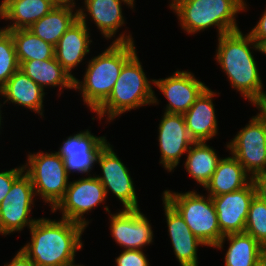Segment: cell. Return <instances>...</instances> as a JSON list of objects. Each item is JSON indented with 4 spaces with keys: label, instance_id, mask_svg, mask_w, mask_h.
<instances>
[{
    "label": "cell",
    "instance_id": "obj_1",
    "mask_svg": "<svg viewBox=\"0 0 266 266\" xmlns=\"http://www.w3.org/2000/svg\"><path fill=\"white\" fill-rule=\"evenodd\" d=\"M84 229L63 218L58 222L37 219L30 227L31 244L21 250L35 266H64L74 261L75 252L82 248L80 238Z\"/></svg>",
    "mask_w": 266,
    "mask_h": 266
},
{
    "label": "cell",
    "instance_id": "obj_19",
    "mask_svg": "<svg viewBox=\"0 0 266 266\" xmlns=\"http://www.w3.org/2000/svg\"><path fill=\"white\" fill-rule=\"evenodd\" d=\"M214 95L207 87L183 114L189 136L194 142L209 140L217 134V119L212 103Z\"/></svg>",
    "mask_w": 266,
    "mask_h": 266
},
{
    "label": "cell",
    "instance_id": "obj_15",
    "mask_svg": "<svg viewBox=\"0 0 266 266\" xmlns=\"http://www.w3.org/2000/svg\"><path fill=\"white\" fill-rule=\"evenodd\" d=\"M111 232L115 241L125 250H142L153 239L151 225L138 209H124L111 214Z\"/></svg>",
    "mask_w": 266,
    "mask_h": 266
},
{
    "label": "cell",
    "instance_id": "obj_30",
    "mask_svg": "<svg viewBox=\"0 0 266 266\" xmlns=\"http://www.w3.org/2000/svg\"><path fill=\"white\" fill-rule=\"evenodd\" d=\"M18 70L19 62L12 35L8 31L0 29V89Z\"/></svg>",
    "mask_w": 266,
    "mask_h": 266
},
{
    "label": "cell",
    "instance_id": "obj_16",
    "mask_svg": "<svg viewBox=\"0 0 266 266\" xmlns=\"http://www.w3.org/2000/svg\"><path fill=\"white\" fill-rule=\"evenodd\" d=\"M106 144L105 137L93 136L87 130L70 136L56 153L64 160L67 175L71 171L87 173Z\"/></svg>",
    "mask_w": 266,
    "mask_h": 266
},
{
    "label": "cell",
    "instance_id": "obj_33",
    "mask_svg": "<svg viewBox=\"0 0 266 266\" xmlns=\"http://www.w3.org/2000/svg\"><path fill=\"white\" fill-rule=\"evenodd\" d=\"M255 189V196L266 203V174L259 173L249 178Z\"/></svg>",
    "mask_w": 266,
    "mask_h": 266
},
{
    "label": "cell",
    "instance_id": "obj_18",
    "mask_svg": "<svg viewBox=\"0 0 266 266\" xmlns=\"http://www.w3.org/2000/svg\"><path fill=\"white\" fill-rule=\"evenodd\" d=\"M169 235L181 266H198L197 246L205 245L190 230L180 213L163 198Z\"/></svg>",
    "mask_w": 266,
    "mask_h": 266
},
{
    "label": "cell",
    "instance_id": "obj_35",
    "mask_svg": "<svg viewBox=\"0 0 266 266\" xmlns=\"http://www.w3.org/2000/svg\"><path fill=\"white\" fill-rule=\"evenodd\" d=\"M5 266H35L33 262L23 253L22 250L18 251L16 256L12 259L10 264Z\"/></svg>",
    "mask_w": 266,
    "mask_h": 266
},
{
    "label": "cell",
    "instance_id": "obj_37",
    "mask_svg": "<svg viewBox=\"0 0 266 266\" xmlns=\"http://www.w3.org/2000/svg\"><path fill=\"white\" fill-rule=\"evenodd\" d=\"M57 6H75L73 0H52ZM72 1V2H71Z\"/></svg>",
    "mask_w": 266,
    "mask_h": 266
},
{
    "label": "cell",
    "instance_id": "obj_28",
    "mask_svg": "<svg viewBox=\"0 0 266 266\" xmlns=\"http://www.w3.org/2000/svg\"><path fill=\"white\" fill-rule=\"evenodd\" d=\"M6 31L12 35L19 65L24 61L54 58V46L37 37L29 29Z\"/></svg>",
    "mask_w": 266,
    "mask_h": 266
},
{
    "label": "cell",
    "instance_id": "obj_26",
    "mask_svg": "<svg viewBox=\"0 0 266 266\" xmlns=\"http://www.w3.org/2000/svg\"><path fill=\"white\" fill-rule=\"evenodd\" d=\"M121 1L133 7L129 0H85V7L105 37L110 38L124 24Z\"/></svg>",
    "mask_w": 266,
    "mask_h": 266
},
{
    "label": "cell",
    "instance_id": "obj_9",
    "mask_svg": "<svg viewBox=\"0 0 266 266\" xmlns=\"http://www.w3.org/2000/svg\"><path fill=\"white\" fill-rule=\"evenodd\" d=\"M34 187L29 176L23 172L13 181L11 190L0 203V233L7 235L29 228L37 221L29 219L33 205Z\"/></svg>",
    "mask_w": 266,
    "mask_h": 266
},
{
    "label": "cell",
    "instance_id": "obj_20",
    "mask_svg": "<svg viewBox=\"0 0 266 266\" xmlns=\"http://www.w3.org/2000/svg\"><path fill=\"white\" fill-rule=\"evenodd\" d=\"M55 6L52 0H3L0 5V17L14 21L3 30L28 29Z\"/></svg>",
    "mask_w": 266,
    "mask_h": 266
},
{
    "label": "cell",
    "instance_id": "obj_23",
    "mask_svg": "<svg viewBox=\"0 0 266 266\" xmlns=\"http://www.w3.org/2000/svg\"><path fill=\"white\" fill-rule=\"evenodd\" d=\"M73 6H55L48 14L33 23L28 29L46 43L56 46L59 39L78 19Z\"/></svg>",
    "mask_w": 266,
    "mask_h": 266
},
{
    "label": "cell",
    "instance_id": "obj_14",
    "mask_svg": "<svg viewBox=\"0 0 266 266\" xmlns=\"http://www.w3.org/2000/svg\"><path fill=\"white\" fill-rule=\"evenodd\" d=\"M168 99L166 113L185 114L200 94L207 88L190 72L176 71L172 76L152 80Z\"/></svg>",
    "mask_w": 266,
    "mask_h": 266
},
{
    "label": "cell",
    "instance_id": "obj_31",
    "mask_svg": "<svg viewBox=\"0 0 266 266\" xmlns=\"http://www.w3.org/2000/svg\"><path fill=\"white\" fill-rule=\"evenodd\" d=\"M117 266H149L147 258L142 250H124L116 258Z\"/></svg>",
    "mask_w": 266,
    "mask_h": 266
},
{
    "label": "cell",
    "instance_id": "obj_6",
    "mask_svg": "<svg viewBox=\"0 0 266 266\" xmlns=\"http://www.w3.org/2000/svg\"><path fill=\"white\" fill-rule=\"evenodd\" d=\"M165 198L183 217L192 233L205 245L215 247L223 238L212 197L190 191L185 194L164 191Z\"/></svg>",
    "mask_w": 266,
    "mask_h": 266
},
{
    "label": "cell",
    "instance_id": "obj_7",
    "mask_svg": "<svg viewBox=\"0 0 266 266\" xmlns=\"http://www.w3.org/2000/svg\"><path fill=\"white\" fill-rule=\"evenodd\" d=\"M29 176L35 195H41L45 202L50 203L52 210L64 198L68 188V175L64 160L55 153H37L28 157Z\"/></svg>",
    "mask_w": 266,
    "mask_h": 266
},
{
    "label": "cell",
    "instance_id": "obj_10",
    "mask_svg": "<svg viewBox=\"0 0 266 266\" xmlns=\"http://www.w3.org/2000/svg\"><path fill=\"white\" fill-rule=\"evenodd\" d=\"M105 198V189L97 177L83 178L68 184L64 198L52 211L61 209L63 219L85 228L88 222L83 219V214L103 202Z\"/></svg>",
    "mask_w": 266,
    "mask_h": 266
},
{
    "label": "cell",
    "instance_id": "obj_25",
    "mask_svg": "<svg viewBox=\"0 0 266 266\" xmlns=\"http://www.w3.org/2000/svg\"><path fill=\"white\" fill-rule=\"evenodd\" d=\"M225 238L230 241L225 266H254L265 252V248L245 232L226 234L215 247L222 249Z\"/></svg>",
    "mask_w": 266,
    "mask_h": 266
},
{
    "label": "cell",
    "instance_id": "obj_4",
    "mask_svg": "<svg viewBox=\"0 0 266 266\" xmlns=\"http://www.w3.org/2000/svg\"><path fill=\"white\" fill-rule=\"evenodd\" d=\"M244 6L243 0H172L170 4L188 33L215 25L219 36L239 30L234 16Z\"/></svg>",
    "mask_w": 266,
    "mask_h": 266
},
{
    "label": "cell",
    "instance_id": "obj_11",
    "mask_svg": "<svg viewBox=\"0 0 266 266\" xmlns=\"http://www.w3.org/2000/svg\"><path fill=\"white\" fill-rule=\"evenodd\" d=\"M97 162L103 171V176L97 178L102 183L106 195L110 189L122 202L124 209H138L137 196L128 169L109 143L101 149Z\"/></svg>",
    "mask_w": 266,
    "mask_h": 266
},
{
    "label": "cell",
    "instance_id": "obj_22",
    "mask_svg": "<svg viewBox=\"0 0 266 266\" xmlns=\"http://www.w3.org/2000/svg\"><path fill=\"white\" fill-rule=\"evenodd\" d=\"M39 85L20 69L16 71L0 89L1 95L12 103L32 109L42 115V103L45 93Z\"/></svg>",
    "mask_w": 266,
    "mask_h": 266
},
{
    "label": "cell",
    "instance_id": "obj_40",
    "mask_svg": "<svg viewBox=\"0 0 266 266\" xmlns=\"http://www.w3.org/2000/svg\"><path fill=\"white\" fill-rule=\"evenodd\" d=\"M64 266H81V265H75L74 261L70 262V263H67L66 265Z\"/></svg>",
    "mask_w": 266,
    "mask_h": 266
},
{
    "label": "cell",
    "instance_id": "obj_13",
    "mask_svg": "<svg viewBox=\"0 0 266 266\" xmlns=\"http://www.w3.org/2000/svg\"><path fill=\"white\" fill-rule=\"evenodd\" d=\"M160 163L170 172L179 163V158L188 152L194 140L189 136L182 114L164 113L159 124Z\"/></svg>",
    "mask_w": 266,
    "mask_h": 266
},
{
    "label": "cell",
    "instance_id": "obj_3",
    "mask_svg": "<svg viewBox=\"0 0 266 266\" xmlns=\"http://www.w3.org/2000/svg\"><path fill=\"white\" fill-rule=\"evenodd\" d=\"M135 51L132 37L121 34L101 55L89 61L82 83L74 78V88L82 91L90 109L95 111L109 97L123 65Z\"/></svg>",
    "mask_w": 266,
    "mask_h": 266
},
{
    "label": "cell",
    "instance_id": "obj_5",
    "mask_svg": "<svg viewBox=\"0 0 266 266\" xmlns=\"http://www.w3.org/2000/svg\"><path fill=\"white\" fill-rule=\"evenodd\" d=\"M138 59L135 52L123 65L111 94L95 110L99 119L107 114L112 120L131 109L157 102Z\"/></svg>",
    "mask_w": 266,
    "mask_h": 266
},
{
    "label": "cell",
    "instance_id": "obj_24",
    "mask_svg": "<svg viewBox=\"0 0 266 266\" xmlns=\"http://www.w3.org/2000/svg\"><path fill=\"white\" fill-rule=\"evenodd\" d=\"M19 69L42 89L47 85L74 88V78L55 57L46 60L24 61L19 65Z\"/></svg>",
    "mask_w": 266,
    "mask_h": 266
},
{
    "label": "cell",
    "instance_id": "obj_21",
    "mask_svg": "<svg viewBox=\"0 0 266 266\" xmlns=\"http://www.w3.org/2000/svg\"><path fill=\"white\" fill-rule=\"evenodd\" d=\"M247 175L243 165L232 155L219 160L216 170L204 188L210 191L211 197L231 193L249 183Z\"/></svg>",
    "mask_w": 266,
    "mask_h": 266
},
{
    "label": "cell",
    "instance_id": "obj_17",
    "mask_svg": "<svg viewBox=\"0 0 266 266\" xmlns=\"http://www.w3.org/2000/svg\"><path fill=\"white\" fill-rule=\"evenodd\" d=\"M78 19L59 39L54 47V57L62 67L73 77L71 69L76 67L90 51L89 33L86 25V14L79 9Z\"/></svg>",
    "mask_w": 266,
    "mask_h": 266
},
{
    "label": "cell",
    "instance_id": "obj_27",
    "mask_svg": "<svg viewBox=\"0 0 266 266\" xmlns=\"http://www.w3.org/2000/svg\"><path fill=\"white\" fill-rule=\"evenodd\" d=\"M220 159L206 141L194 142L193 148L190 146L188 150L185 167L193 179L205 187Z\"/></svg>",
    "mask_w": 266,
    "mask_h": 266
},
{
    "label": "cell",
    "instance_id": "obj_29",
    "mask_svg": "<svg viewBox=\"0 0 266 266\" xmlns=\"http://www.w3.org/2000/svg\"><path fill=\"white\" fill-rule=\"evenodd\" d=\"M244 232L266 248V203L257 196L250 203Z\"/></svg>",
    "mask_w": 266,
    "mask_h": 266
},
{
    "label": "cell",
    "instance_id": "obj_8",
    "mask_svg": "<svg viewBox=\"0 0 266 266\" xmlns=\"http://www.w3.org/2000/svg\"><path fill=\"white\" fill-rule=\"evenodd\" d=\"M227 145L231 154L254 176L266 169V119L259 113L252 117Z\"/></svg>",
    "mask_w": 266,
    "mask_h": 266
},
{
    "label": "cell",
    "instance_id": "obj_39",
    "mask_svg": "<svg viewBox=\"0 0 266 266\" xmlns=\"http://www.w3.org/2000/svg\"><path fill=\"white\" fill-rule=\"evenodd\" d=\"M259 51L266 55V40L262 41L259 45Z\"/></svg>",
    "mask_w": 266,
    "mask_h": 266
},
{
    "label": "cell",
    "instance_id": "obj_32",
    "mask_svg": "<svg viewBox=\"0 0 266 266\" xmlns=\"http://www.w3.org/2000/svg\"><path fill=\"white\" fill-rule=\"evenodd\" d=\"M27 165L0 173V203L11 190L13 181L26 170Z\"/></svg>",
    "mask_w": 266,
    "mask_h": 266
},
{
    "label": "cell",
    "instance_id": "obj_2",
    "mask_svg": "<svg viewBox=\"0 0 266 266\" xmlns=\"http://www.w3.org/2000/svg\"><path fill=\"white\" fill-rule=\"evenodd\" d=\"M218 41L216 59L228 75L232 87L256 105L266 97L256 62L249 49L251 43L259 50L258 44L249 33L244 36L240 30L220 35Z\"/></svg>",
    "mask_w": 266,
    "mask_h": 266
},
{
    "label": "cell",
    "instance_id": "obj_36",
    "mask_svg": "<svg viewBox=\"0 0 266 266\" xmlns=\"http://www.w3.org/2000/svg\"><path fill=\"white\" fill-rule=\"evenodd\" d=\"M256 106L259 108L261 115L266 119V97L259 101Z\"/></svg>",
    "mask_w": 266,
    "mask_h": 266
},
{
    "label": "cell",
    "instance_id": "obj_12",
    "mask_svg": "<svg viewBox=\"0 0 266 266\" xmlns=\"http://www.w3.org/2000/svg\"><path fill=\"white\" fill-rule=\"evenodd\" d=\"M254 196L255 189L250 180L239 190L212 197L223 235L244 232L250 203Z\"/></svg>",
    "mask_w": 266,
    "mask_h": 266
},
{
    "label": "cell",
    "instance_id": "obj_34",
    "mask_svg": "<svg viewBox=\"0 0 266 266\" xmlns=\"http://www.w3.org/2000/svg\"><path fill=\"white\" fill-rule=\"evenodd\" d=\"M249 34L258 45L266 40V11Z\"/></svg>",
    "mask_w": 266,
    "mask_h": 266
},
{
    "label": "cell",
    "instance_id": "obj_38",
    "mask_svg": "<svg viewBox=\"0 0 266 266\" xmlns=\"http://www.w3.org/2000/svg\"><path fill=\"white\" fill-rule=\"evenodd\" d=\"M254 266H266V253L264 252L261 257L256 261Z\"/></svg>",
    "mask_w": 266,
    "mask_h": 266
}]
</instances>
